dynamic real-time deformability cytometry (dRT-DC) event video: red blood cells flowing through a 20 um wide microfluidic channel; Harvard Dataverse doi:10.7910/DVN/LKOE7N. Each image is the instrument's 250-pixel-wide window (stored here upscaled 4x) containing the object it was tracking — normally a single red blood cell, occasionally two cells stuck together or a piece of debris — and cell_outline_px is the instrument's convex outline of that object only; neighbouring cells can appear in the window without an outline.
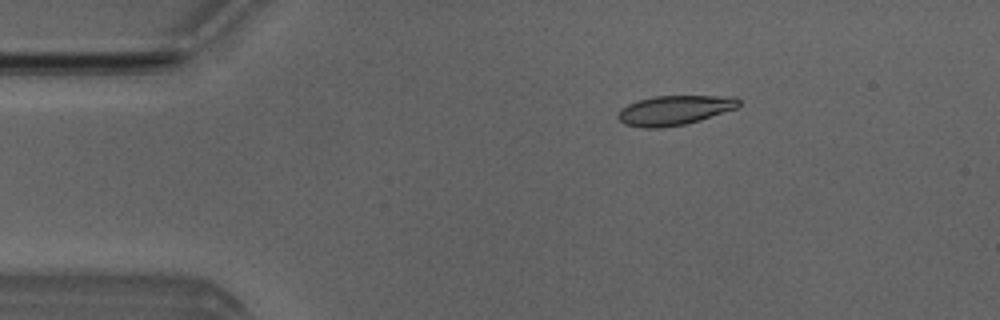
{"species": "Egyptian fruit bat (a non-hibernating species)", "species_latin": "Rousettus aegyptiacus", "temperature_condition": "room temperature", "stored_images_in_passage": 51, "camera_frame_rate_fps": 3000, "um_per_image_px": 0.085, "animal": {"sex": "male"}, "frame": {"image": 1, "passage_image": 9, "time_ms": 2.667, "image_size_px": [1000, 320], "cell_outline_px": [[740, 104], [736, 108], [700, 120], [684, 124], [660, 128], [640, 128], [624, 124], [616, 116], [620, 108], [628, 104], [652, 96], [736, 96], [740, 100]], "centroid_in_image_um": [57.31, 9.37], "position_along_channel_um": 27.7, "area_um2": 20.87}}
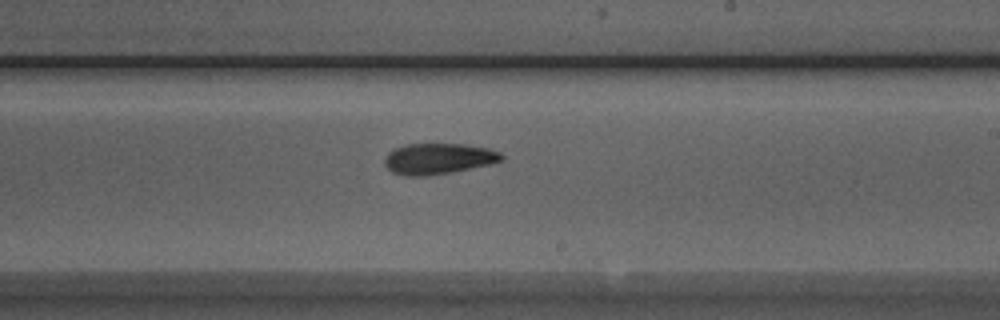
{"frame": {"image": 2, "passage_image": 30, "time_ms": 9.667, "image_size_px": [1000, 320], "cell_outline_px": [[504, 160], [488, 164], [448, 172], [424, 176], [404, 176], [392, 172], [384, 164], [384, 160], [388, 152], [396, 148], [408, 144], [464, 144], [488, 148], [500, 152], [504, 156]], "centroid_in_image_um": [37.24, 13.48], "position_along_channel_um": 251.8, "area_um2": 20.81}}
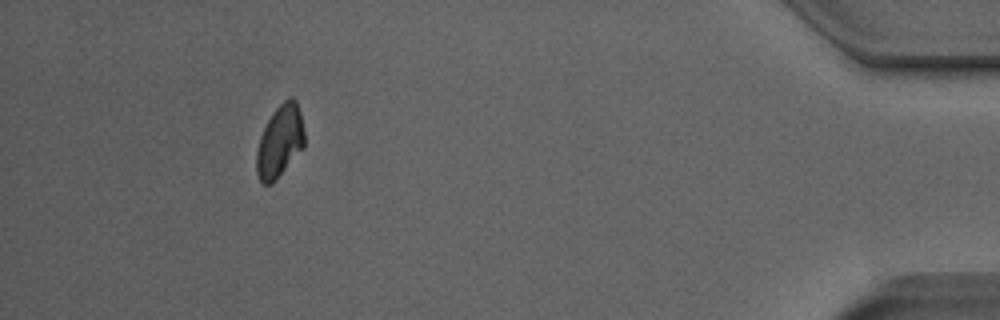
{"frame": {"image": 3, "passage_image": 47, "time_ms": 15.333, "image_size_px": [1000, 320], "cell_outline_px": [[304, 148], [276, 180], [272, 184], [264, 184], [260, 180], [256, 172], [256, 152], [260, 136], [272, 112], [288, 96], [292, 96], [296, 100], [300, 112], [304, 132]], "centroid_in_image_um": [23.79, 12.01], "position_along_channel_um": 411.4, "area_um2": 20.29}, "authors_computed_cell_mechanics": {"area_um2": 20.6924, "velocity_mm_per_s": 3.9953, "shape_relaxation_time_tau1_ms": 6.5581, "shape_relaxation_time_tau2_ms": 3.0462, "deformation_change_tau1": 0.1886, "deformation_change_tau2": 0.0965}}